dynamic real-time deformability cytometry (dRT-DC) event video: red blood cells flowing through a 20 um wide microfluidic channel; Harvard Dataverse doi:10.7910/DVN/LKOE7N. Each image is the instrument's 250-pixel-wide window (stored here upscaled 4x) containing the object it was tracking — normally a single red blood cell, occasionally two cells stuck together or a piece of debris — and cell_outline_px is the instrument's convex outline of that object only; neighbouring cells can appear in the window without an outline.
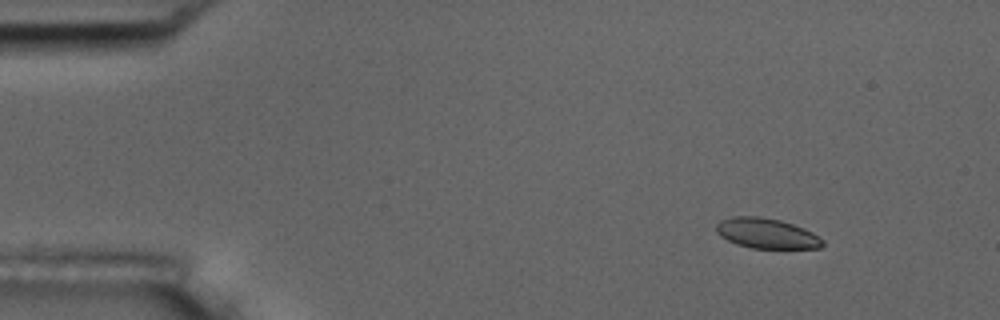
{"species": "common noctule bat (a hibernating species)", "species_latin": "Nyctalus noctula", "temperature_condition": "room temperature", "stored_images_in_passage": 6, "camera_frame_rate_fps": 3000, "um_per_image_px": 0.085, "animal": {"sex": "male", "body_mass_g": 17.5, "forearm_length_mm": 52.3}, "frame": {"image": 1, "passage_image": 2, "time_ms": 1.0, "image_size_px": [1000, 320], "cell_outline_px": [[824, 244], [820, 248], [752, 248], [736, 244], [720, 236], [716, 232], [716, 224], [720, 220], [732, 216], [760, 216], [780, 220], [804, 228], [812, 232], [824, 240]], "centroid_in_image_um": [65.15, 19.83], "position_along_channel_um": 19.9, "area_um2": 18.79}}
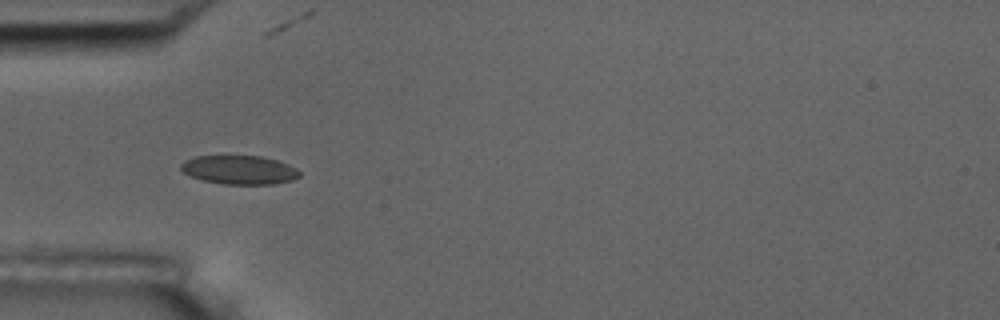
{"frame": {"image": 2, "passage_image": 5, "time_ms": 4.667, "image_size_px": [1000, 320], "cell_outline_px": [[300, 176], [292, 180], [272, 184], [224, 184], [204, 180], [192, 176], [184, 172], [180, 168], [180, 164], [184, 160], [196, 156], [260, 156], [276, 160], [288, 164], [296, 168], [300, 172]], "centroid_in_image_um": [20.35, 14.43], "position_along_channel_um": 64.7, "area_um2": 19.77}}